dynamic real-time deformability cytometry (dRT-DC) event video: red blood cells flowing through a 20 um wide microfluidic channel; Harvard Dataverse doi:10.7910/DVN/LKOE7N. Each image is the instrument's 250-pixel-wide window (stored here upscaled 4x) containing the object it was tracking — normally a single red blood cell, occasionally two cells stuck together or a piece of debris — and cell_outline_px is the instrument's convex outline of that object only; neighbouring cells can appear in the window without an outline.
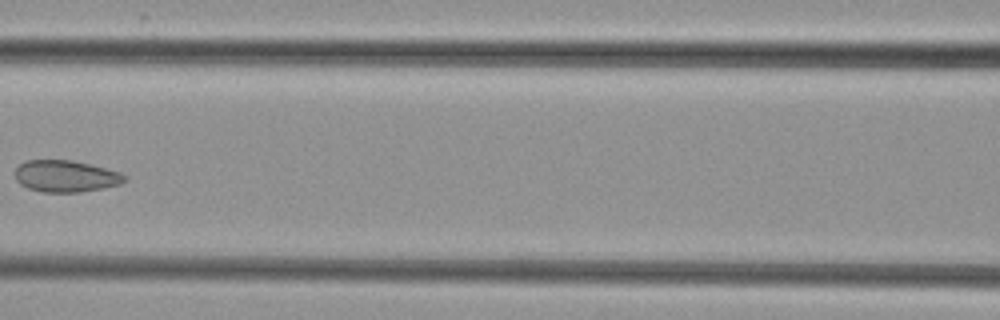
{"species": "common noctule bat (a hibernating species)", "species_latin": "Nyctalus noctula", "temperature_condition": "cold", "stored_images_in_passage": 7, "camera_frame_rate_fps": 3000, "um_per_image_px": 0.085, "animal": {"sex": "female", "body_mass_g": 29.2, "forearm_length_mm": 56.3}, "frame": {"image": 1, "passage_image": 7, "time_ms": 7.333, "image_size_px": [1000, 320], "cell_outline_px": [[128, 180], [120, 184], [104, 188], [80, 192], [40, 192], [28, 188], [20, 184], [16, 180], [16, 168], [24, 160], [72, 160], [120, 172], [128, 176]], "centroid_in_image_um": [5.6, 14.98], "position_along_channel_um": 161.0, "area_um2": 20.35}}